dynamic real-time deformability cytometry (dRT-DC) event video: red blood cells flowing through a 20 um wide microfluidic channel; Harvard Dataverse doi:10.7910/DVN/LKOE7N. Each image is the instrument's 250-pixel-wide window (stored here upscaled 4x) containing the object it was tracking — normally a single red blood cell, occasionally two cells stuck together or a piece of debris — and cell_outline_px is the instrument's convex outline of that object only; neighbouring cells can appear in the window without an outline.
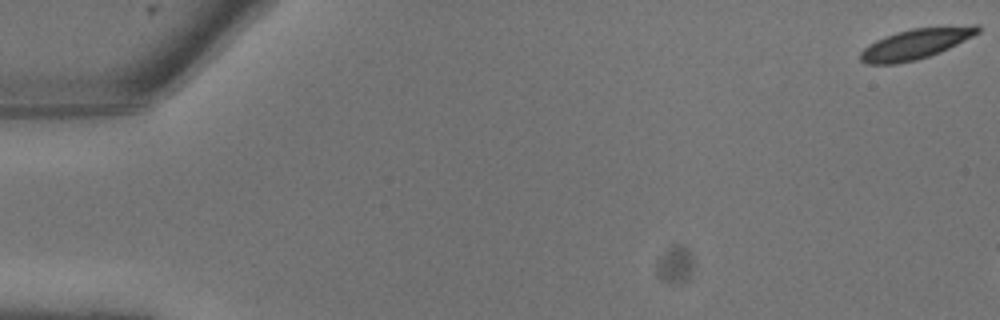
{"species": "common noctule bat (a hibernating species)", "species_latin": "Nyctalus noctula", "temperature_condition": "warm", "stored_images_in_passage": 5, "camera_frame_rate_fps": 3000, "um_per_image_px": 0.085, "animal": {"sex": "male", "body_mass_g": 13.3}, "frame": {"image": 1, "passage_image": 1, "time_ms": 0.0, "image_size_px": [1000, 320], "cell_outline_px": [[980, 32], [940, 52], [916, 60], [896, 64], [864, 64], [860, 60], [860, 52], [868, 44], [876, 40], [896, 32], [912, 28], [972, 24], [976, 24], [980, 28]], "centroid_in_image_um": [77.82, 3.72], "position_along_channel_um": 7.2, "area_um2": 20.81}}